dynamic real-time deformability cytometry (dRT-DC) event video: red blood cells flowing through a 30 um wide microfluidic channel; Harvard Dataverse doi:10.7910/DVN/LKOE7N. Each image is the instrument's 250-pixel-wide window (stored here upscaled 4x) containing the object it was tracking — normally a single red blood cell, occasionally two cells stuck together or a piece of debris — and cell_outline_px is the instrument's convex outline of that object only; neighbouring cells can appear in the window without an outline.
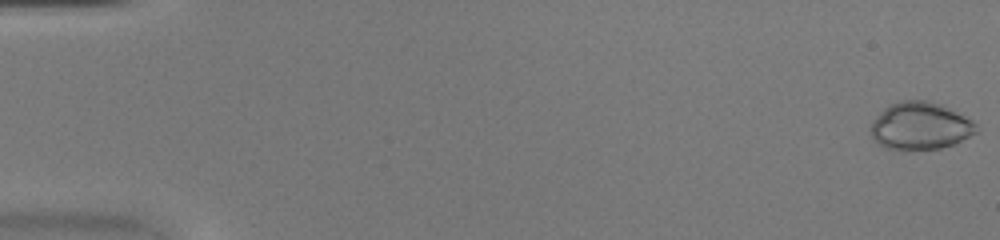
{"species": "common noctule bat (a hibernating species)", "species_latin": "Nyctalus noctula", "temperature_condition": "warm", "stored_images_in_passage": 48, "camera_frame_rate_fps": 3000, "um_per_image_px": 0.085, "animal": {"sex": "female", "body_mass_g": 20.0, "forearm_length_mm": 54.0}, "frame": {"image": 1, "passage_image": 1, "time_ms": 0.0, "image_size_px": [1000, 240], "cell_outline_px": [[980, 132], [952, 144], [940, 148], [884, 148], [872, 136], [872, 120], [884, 108], [892, 104], [904, 100], [928, 100], [940, 104], [972, 120], [976, 124]], "centroid_in_image_um": [78.25, 10.68], "position_along_channel_um": 6.7, "area_um2": 28.61}}
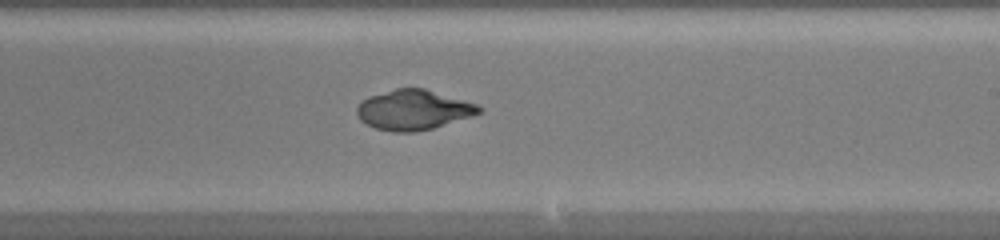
{"frame": {"image": 2, "passage_image": 30, "time_ms": 9.667, "image_size_px": [1000, 240], "cell_outline_px": [[484, 112], [432, 128], [412, 132], [392, 132], [376, 128], [360, 120], [356, 112], [356, 108], [368, 96], [396, 88], [424, 88], [476, 104], [484, 108]], "centroid_in_image_um": [35.14, 9.34], "position_along_channel_um": 253.9, "area_um2": 28.21}}
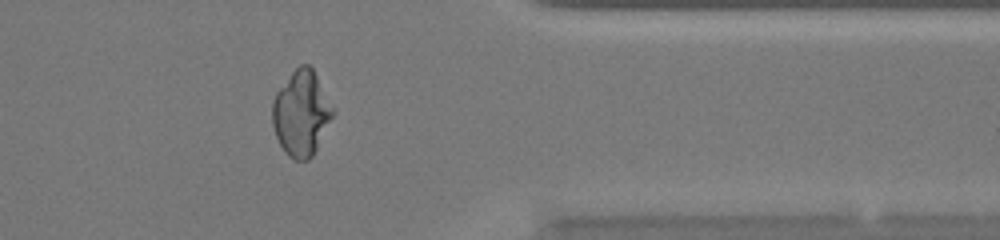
{"frame": {"image": 3, "passage_image": 40, "time_ms": 13.0, "image_size_px": [1000, 240], "cell_outline_px": [[336, 112], [312, 156], [308, 160], [292, 160], [288, 156], [280, 144], [276, 136], [272, 124], [272, 100], [276, 92], [292, 72], [300, 64], [308, 64], [312, 68]], "centroid_in_image_um": [25.6, 9.64], "position_along_channel_um": 385.8, "area_um2": 29.94}, "authors_computed_cell_mechanics": {"area_um2": 28.8422, "velocity_mm_per_s": 4.3275, "shape_relaxation_time_tau1_ms": 10.5159, "shape_relaxation_time_tau2_ms": null, "deformation_change_tau1": 0.343, "deformation_change_tau2": null}}